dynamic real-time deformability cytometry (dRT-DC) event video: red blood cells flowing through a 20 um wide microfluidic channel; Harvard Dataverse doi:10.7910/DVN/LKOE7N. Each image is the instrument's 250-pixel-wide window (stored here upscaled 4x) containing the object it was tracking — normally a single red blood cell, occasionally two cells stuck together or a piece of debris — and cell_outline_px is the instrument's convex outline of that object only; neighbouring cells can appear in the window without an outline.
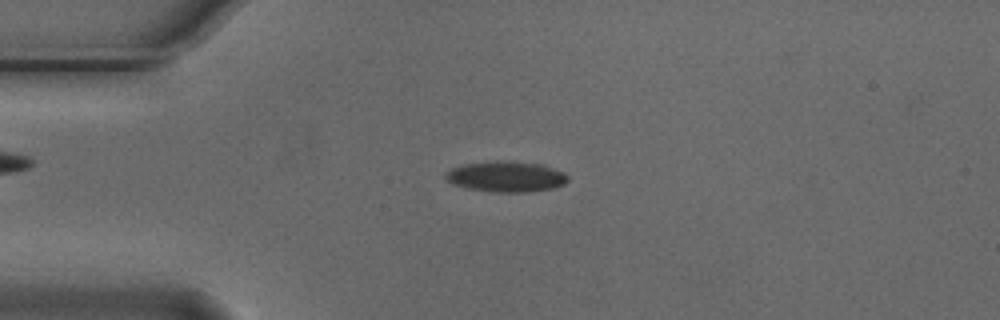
{"species": "Egyptian fruit bat (a non-hibernating species)", "species_latin": "Rousettus aegyptiacus", "temperature_condition": "cold", "stored_images_in_passage": 8, "camera_frame_rate_fps": 3000, "um_per_image_px": 0.085, "animal": {"sex": "male"}, "frame": {"image": 1, "passage_image": 2, "time_ms": 0.333, "image_size_px": [1000, 320], "cell_outline_px": [[568, 180], [564, 184], [552, 188], [528, 192], [492, 192], [468, 188], [456, 184], [448, 180], [444, 176], [444, 172], [452, 168], [464, 164], [544, 164], [564, 172], [568, 176]], "centroid_in_image_um": [43.06, 15.07], "position_along_channel_um": 41.9, "area_um2": 20.69}}
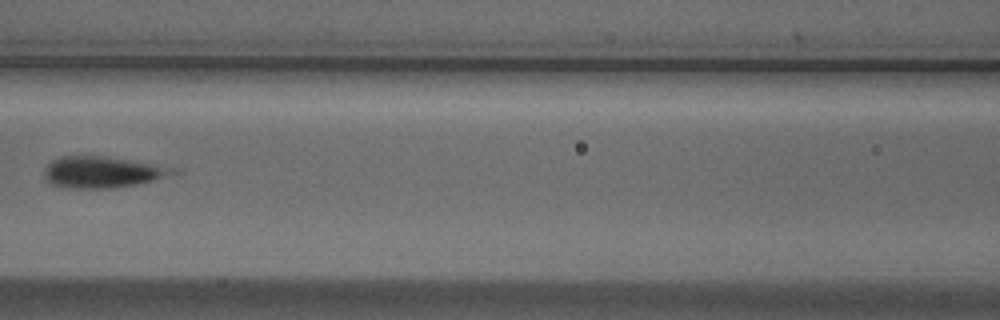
{"frame": {"image": 2, "passage_image": 5, "time_ms": 1.333, "image_size_px": [1000, 320], "cell_outline_px": [[184, 172], [136, 184], [112, 188], [64, 188], [48, 184], [44, 176], [44, 172], [48, 164], [52, 160], [60, 156], [100, 156], [128, 160], [180, 168]], "centroid_in_image_um": [8.71, 14.64], "position_along_channel_um": 157.9, "area_um2": 23.64}}
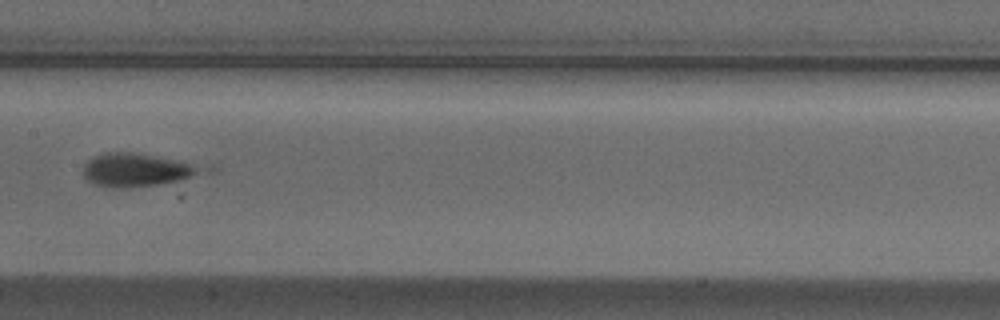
{"frame": {"image": 3, "passage_image": 6, "time_ms": 1.667, "image_size_px": [1000, 320], "cell_outline_px": [[196, 172], [180, 180], [156, 184], [128, 188], [108, 188], [96, 184], [88, 180], [84, 176], [84, 164], [92, 156], [104, 152], [128, 152], [180, 160], [196, 168]], "centroid_in_image_um": [11.39, 14.44], "position_along_channel_um": 196.0, "area_um2": 21.96}}